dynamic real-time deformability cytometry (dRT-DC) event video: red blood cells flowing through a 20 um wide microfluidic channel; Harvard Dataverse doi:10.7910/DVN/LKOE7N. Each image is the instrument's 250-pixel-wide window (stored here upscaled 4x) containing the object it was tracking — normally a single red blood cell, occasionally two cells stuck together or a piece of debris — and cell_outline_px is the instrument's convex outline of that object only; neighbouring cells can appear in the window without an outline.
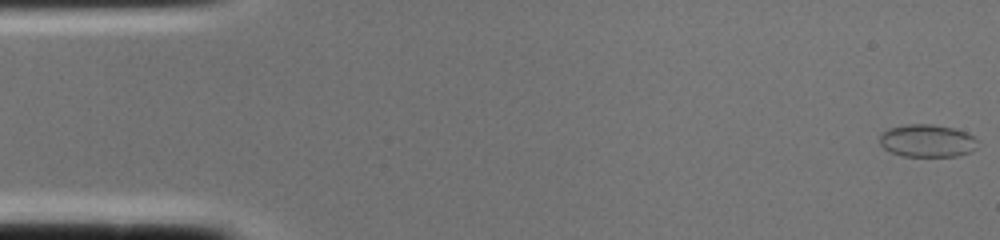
{"species": "common noctule bat (a hibernating species)", "species_latin": "Nyctalus noctula", "temperature_condition": "cold", "stored_images_in_passage": 2, "camera_frame_rate_fps": 3000, "um_per_image_px": 0.085, "animal": {"sex": "female", "body_mass_g": 22.0, "forearm_length_mm": 56.7}, "frame": {"image": 1, "passage_image": 2, "time_ms": 0.333, "image_size_px": [1000, 240], "cell_outline_px": [[980, 140], [976, 148], [972, 152], [956, 156], [900, 156], [884, 148], [880, 144], [880, 132], [888, 128], [908, 124], [932, 124], [952, 128], [964, 132]], "centroid_in_image_um": [78.81, 11.97], "position_along_channel_um": 6.2, "area_um2": 18.79}}